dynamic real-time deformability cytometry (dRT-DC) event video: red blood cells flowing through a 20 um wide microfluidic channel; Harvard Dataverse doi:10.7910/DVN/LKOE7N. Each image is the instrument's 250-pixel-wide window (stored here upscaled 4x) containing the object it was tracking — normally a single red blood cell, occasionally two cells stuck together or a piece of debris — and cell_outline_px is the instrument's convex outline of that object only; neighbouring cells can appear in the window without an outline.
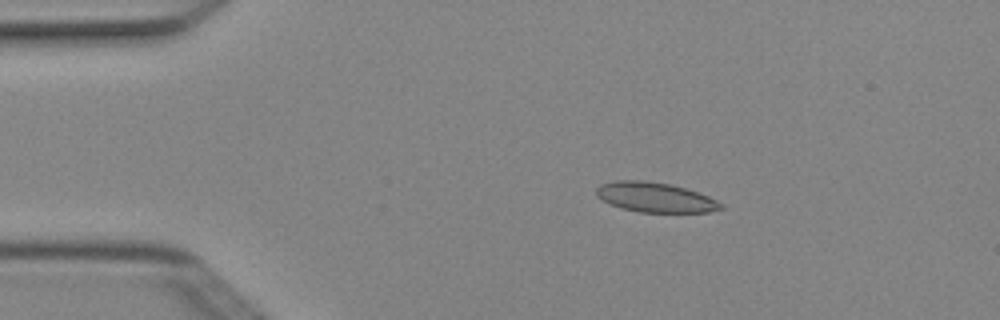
{"species": "Egyptian fruit bat (a non-hibernating species)", "species_latin": "Rousettus aegyptiacus", "temperature_condition": "cold", "stored_images_in_passage": 5, "camera_frame_rate_fps": 3000, "um_per_image_px": 0.085, "animal": {"sex": "female"}, "frame": {"image": 1, "passage_image": 3, "time_ms": 0.667, "image_size_px": [1000, 320], "cell_outline_px": [[724, 208], [708, 212], [640, 212], [620, 208], [596, 196], [596, 188], [600, 184], [616, 180], [644, 180], [668, 184], [684, 188], [708, 196], [724, 204]], "centroid_in_image_um": [55.68, 16.77], "position_along_channel_um": 29.3, "area_um2": 21.5}}
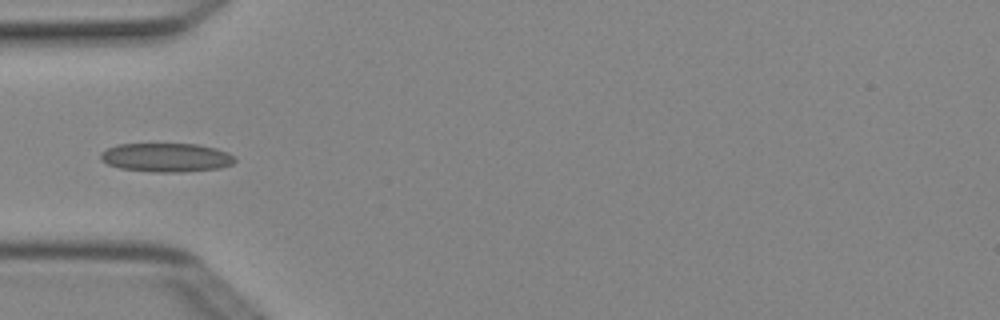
{"frame": {"image": 2, "passage_image": 5, "time_ms": 1.333, "image_size_px": [1000, 320], "cell_outline_px": [[236, 160], [232, 164], [220, 168], [180, 172], [152, 172], [120, 168], [108, 164], [100, 160], [100, 152], [116, 144], [196, 144], [216, 148], [228, 152], [236, 156]], "centroid_in_image_um": [14.14, 13.38], "position_along_channel_um": 70.9, "area_um2": 22.72}}